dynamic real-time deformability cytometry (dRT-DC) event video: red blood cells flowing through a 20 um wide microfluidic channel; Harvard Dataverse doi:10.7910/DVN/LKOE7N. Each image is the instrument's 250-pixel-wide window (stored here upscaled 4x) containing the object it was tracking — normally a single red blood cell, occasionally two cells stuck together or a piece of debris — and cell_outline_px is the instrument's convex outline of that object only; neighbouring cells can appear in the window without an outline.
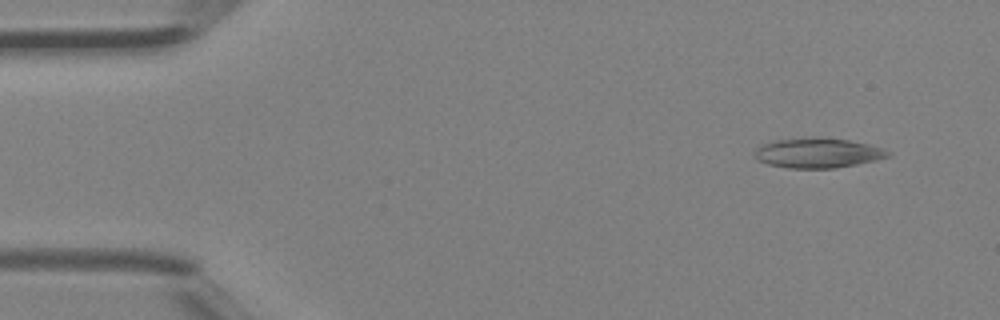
{"species": "Egyptian fruit bat (a non-hibernating species)", "species_latin": "Rousettus aegyptiacus", "temperature_condition": "room temperature", "stored_images_in_passage": 6, "camera_frame_rate_fps": 3000, "um_per_image_px": 0.085, "animal": {"sex": "female"}, "frame": {"image": 1, "passage_image": 2, "time_ms": 0.333, "image_size_px": [1000, 320], "cell_outline_px": [[892, 156], [876, 160], [836, 168], [788, 168], [768, 164], [756, 160], [756, 148], [760, 144], [776, 140], [848, 140], [868, 144], [884, 148], [892, 152]], "centroid_in_image_um": [69.56, 13.05], "position_along_channel_um": 15.4, "area_um2": 22.43}}
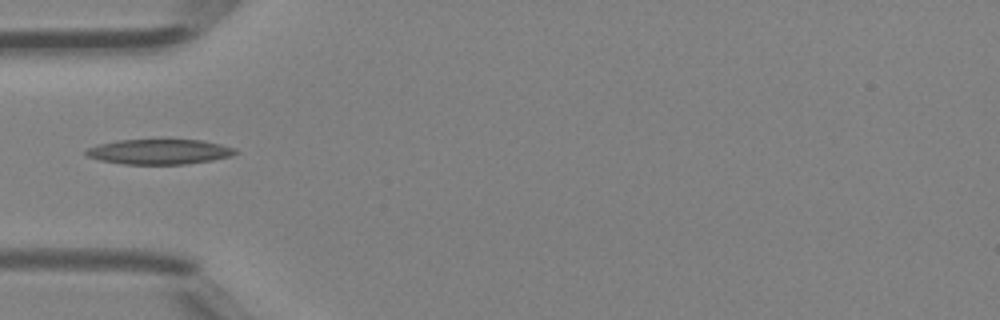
{"frame": {"image": 2, "passage_image": 5, "time_ms": 1.333, "image_size_px": [1000, 320], "cell_outline_px": [[240, 152], [232, 156], [212, 160], [188, 164], [124, 164], [100, 160], [88, 156], [84, 152], [88, 148], [100, 144], [116, 140], [204, 140], [236, 148]], "centroid_in_image_um": [13.6, 12.9], "position_along_channel_um": 71.4, "area_um2": 21.85}}
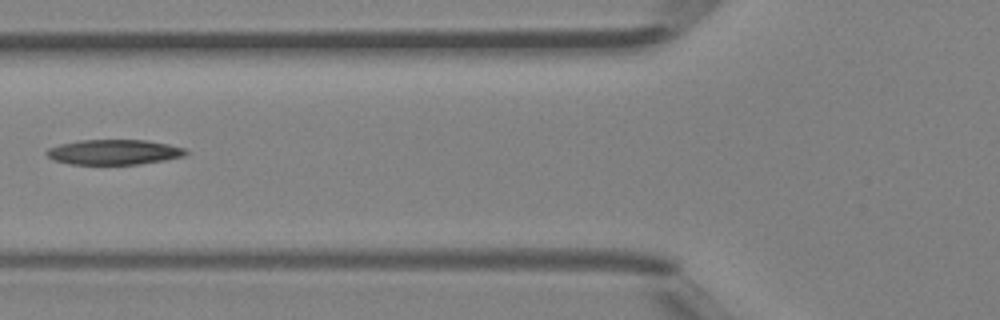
{"frame": {"image": 3, "passage_image": 6, "time_ms": 1.667, "image_size_px": [1000, 320], "cell_outline_px": [[188, 152], [184, 156], [164, 160], [140, 164], [72, 164], [52, 160], [44, 152], [48, 148], [60, 144], [80, 140], [148, 140], [168, 144], [184, 148]], "centroid_in_image_um": [9.67, 12.92], "position_along_channel_um": 116.1, "area_um2": 20.35}}